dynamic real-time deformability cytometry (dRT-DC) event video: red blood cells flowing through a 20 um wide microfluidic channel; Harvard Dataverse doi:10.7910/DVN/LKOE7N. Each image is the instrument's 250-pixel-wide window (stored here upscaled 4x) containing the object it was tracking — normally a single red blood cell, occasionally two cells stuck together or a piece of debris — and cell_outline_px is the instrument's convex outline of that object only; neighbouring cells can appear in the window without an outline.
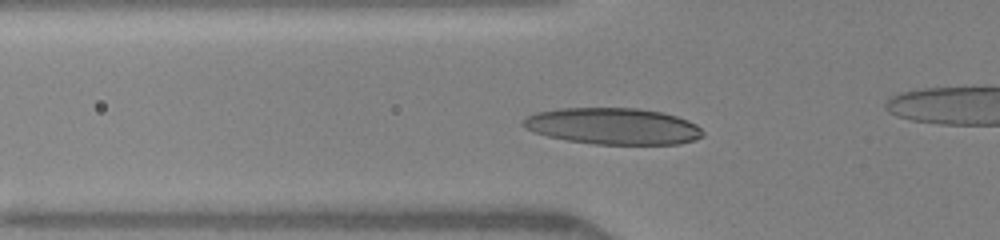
{"species": "human", "species_latin": "Homo sapiens", "temperature_condition": "warm", "stored_images_in_passage": 41, "camera_frame_rate_fps": 3000, "um_per_image_px": 0.085, "donor": {"sex": "female"}, "frame": {"image": 1, "passage_image": 14, "time_ms": 4.333, "image_size_px": [1000, 240], "cell_outline_px": [[704, 136], [680, 144], [596, 144], [568, 140], [548, 136], [524, 128], [520, 124], [528, 116], [536, 112], [560, 108], [640, 108], [664, 112], [688, 120], [696, 124], [704, 132]], "centroid_in_image_um": [52.13, 10.72], "position_along_channel_um": 73.7, "area_um2": 38.21}}
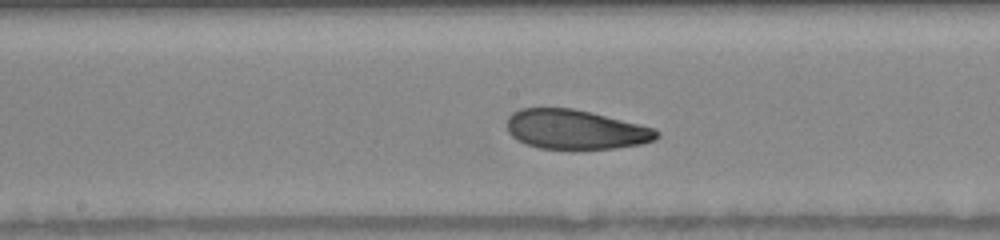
{"frame": {"image": 2, "passage_image": 23, "time_ms": 7.333, "image_size_px": [1000, 240], "cell_outline_px": [[660, 136], [656, 140], [640, 144], [616, 148], [540, 148], [528, 144], [512, 136], [508, 132], [508, 116], [512, 112], [520, 108], [572, 108], [592, 112], [656, 128], [660, 132]], "centroid_in_image_um": [48.97, 10.99], "position_along_channel_um": 199.2, "area_um2": 34.33}}
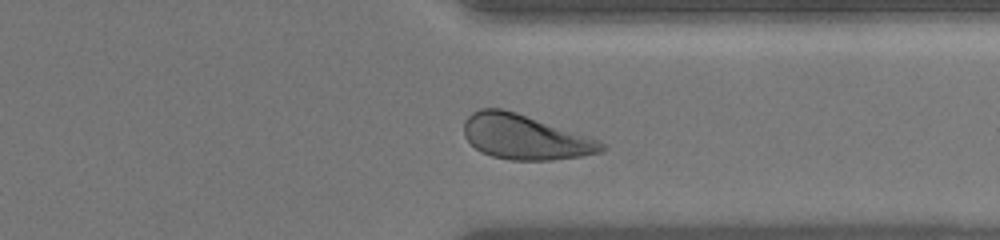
{"frame": {"image": 3, "passage_image": 35, "time_ms": 11.333, "image_size_px": [1000, 240], "cell_outline_px": [[608, 148], [604, 152], [580, 156], [552, 160], [512, 160], [492, 156], [480, 152], [464, 136], [464, 120], [472, 112], [480, 108], [500, 108], [516, 112], [600, 140]], "centroid_in_image_um": [44.63, 11.65], "position_along_channel_um": 366.8, "area_um2": 35.89}, "authors_computed_cell_mechanics": {"area_um2": 34.9112, "velocity_mm_per_s": 4.1834, "shape_relaxation_time_tau1_ms": 4.1723, "shape_relaxation_time_tau2_ms": 2.3518, "deformation_change_tau1": 0.1572, "deformation_change_tau2": 0.0964}}